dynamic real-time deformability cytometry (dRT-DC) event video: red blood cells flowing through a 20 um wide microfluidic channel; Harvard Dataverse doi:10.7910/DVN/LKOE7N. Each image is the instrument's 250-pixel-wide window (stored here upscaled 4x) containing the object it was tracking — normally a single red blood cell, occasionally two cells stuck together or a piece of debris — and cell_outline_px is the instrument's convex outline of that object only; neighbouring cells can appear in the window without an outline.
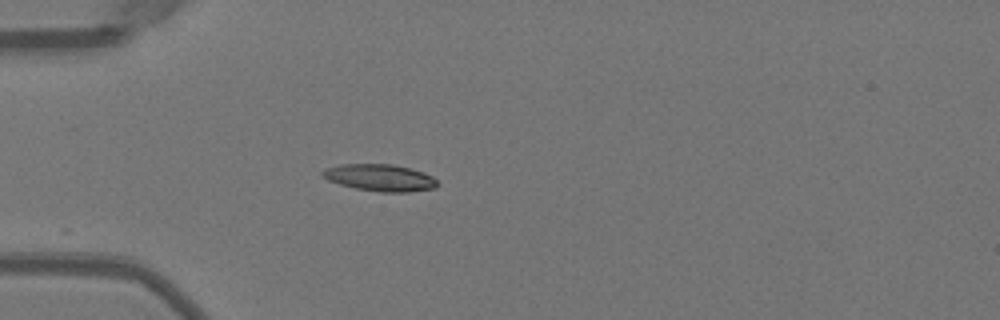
{"species": "Egyptian fruit bat (a non-hibernating species)", "species_latin": "Rousettus aegyptiacus", "temperature_condition": "warm", "stored_images_in_passage": 15, "camera_frame_rate_fps": 3000, "um_per_image_px": 0.085, "animal": {"sex": "female"}, "frame": {"image": 1, "passage_image": 1, "time_ms": 0.0, "image_size_px": [1000, 320], "cell_outline_px": [[440, 184], [436, 188], [408, 192], [380, 192], [356, 188], [340, 184], [328, 180], [320, 172], [324, 168], [340, 164], [392, 164], [412, 168], [424, 172], [432, 176]], "centroid_in_image_um": [32.33, 15.1], "position_along_channel_um": 52.7, "area_um2": 18.15}}
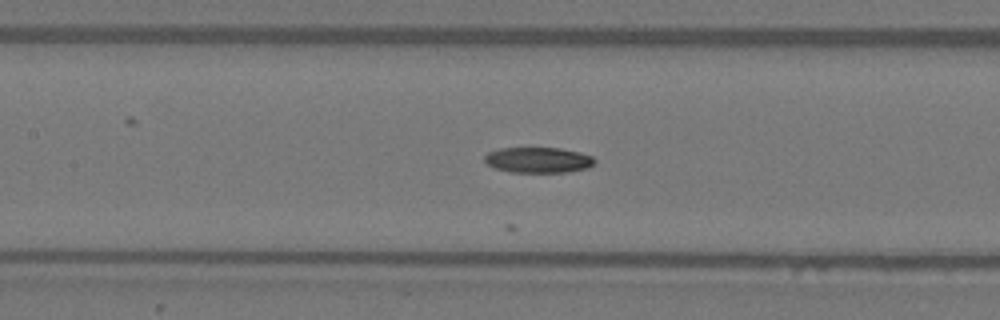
{"frame": {"image": 2, "passage_image": 10, "time_ms": 3.0, "image_size_px": [1000, 320], "cell_outline_px": [[596, 160], [588, 168], [568, 172], [512, 172], [496, 168], [488, 164], [484, 160], [484, 156], [488, 152], [500, 148], [560, 148], [580, 152], [592, 156]], "centroid_in_image_um": [45.76, 13.59], "position_along_channel_um": 161.6, "area_um2": 16.36}}
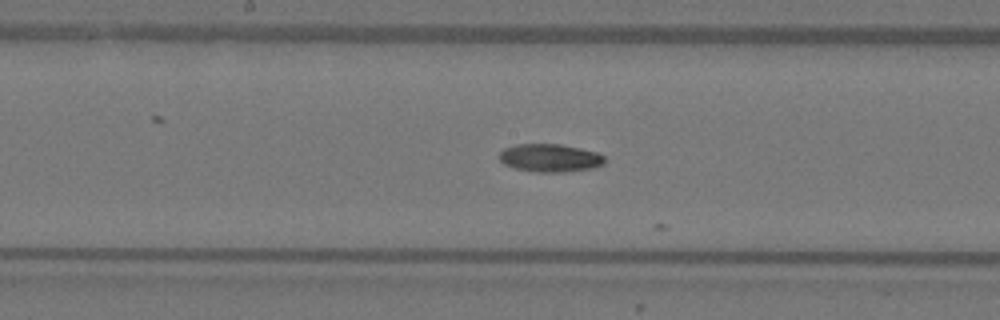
{"frame": {"image": 3, "passage_image": 13, "time_ms": 4.0, "image_size_px": [1000, 320], "cell_outline_px": [[604, 164], [592, 168], [564, 172], [536, 172], [516, 168], [504, 164], [500, 160], [500, 152], [504, 148], [516, 144], [560, 144], [580, 148], [596, 152], [604, 156]], "centroid_in_image_um": [46.75, 13.42], "position_along_channel_um": 201.5, "area_um2": 17.11}}